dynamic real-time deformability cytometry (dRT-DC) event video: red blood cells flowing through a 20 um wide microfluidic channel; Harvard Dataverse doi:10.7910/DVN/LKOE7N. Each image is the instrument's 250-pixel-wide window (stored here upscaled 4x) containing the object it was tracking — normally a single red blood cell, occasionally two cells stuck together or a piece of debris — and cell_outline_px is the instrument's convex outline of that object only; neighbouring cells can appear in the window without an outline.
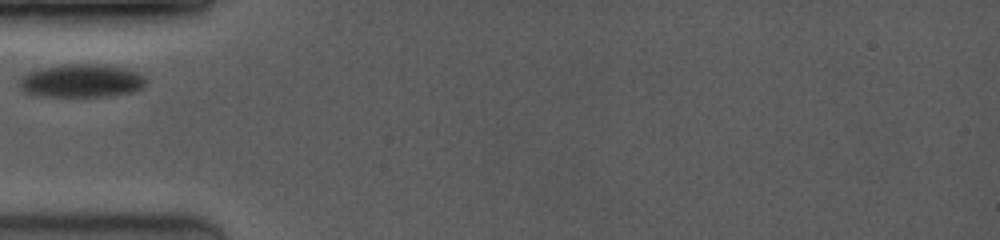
{"species": "common noctule bat (a hibernating species)", "species_latin": "Nyctalus noctula", "temperature_condition": "room temperature", "stored_images_in_passage": 3, "camera_frame_rate_fps": 3500, "um_per_image_px": 0.085, "animal": {"sex": "female", "body_mass_g": 19.0, "forearm_length_mm": 53.3}, "frame": {"image": 1, "passage_image": 1, "time_ms": 0.0, "image_size_px": [1000, 240], "cell_outline_px": [[148, 80], [140, 88], [132, 92], [108, 96], [36, 96], [24, 92], [20, 88], [20, 76], [28, 72], [40, 68], [64, 64], [96, 64], [124, 68], [136, 72], [144, 76]], "centroid_in_image_um": [6.88, 6.87], "position_along_channel_um": 78.1, "area_um2": 24.51}}